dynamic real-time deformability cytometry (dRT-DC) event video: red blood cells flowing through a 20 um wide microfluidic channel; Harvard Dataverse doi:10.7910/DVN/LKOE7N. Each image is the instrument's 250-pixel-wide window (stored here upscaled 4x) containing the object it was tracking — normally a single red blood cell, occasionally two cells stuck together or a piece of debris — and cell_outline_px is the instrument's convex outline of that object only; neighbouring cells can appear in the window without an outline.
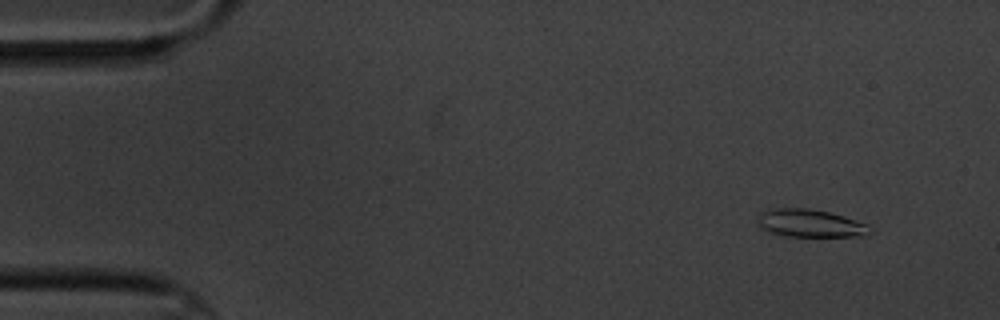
{"species": "common noctule bat (a hibernating species)", "species_latin": "Nyctalus noctula", "temperature_condition": "cold", "stored_images_in_passage": 6, "camera_frame_rate_fps": 3000, "um_per_image_px": 0.085, "animal": {"sex": "male", "body_mass_g": 20.1, "forearm_length_mm": 53.5}, "frame": {"image": 1, "passage_image": 2, "time_ms": 1.333, "image_size_px": [1000, 320], "cell_outline_px": [[872, 232], [868, 236], [784, 236], [768, 232], [760, 228], [760, 216], [768, 208], [808, 208], [828, 212], [844, 216], [868, 224], [872, 228]], "centroid_in_image_um": [68.93, 18.99], "position_along_channel_um": 16.1, "area_um2": 18.21}}